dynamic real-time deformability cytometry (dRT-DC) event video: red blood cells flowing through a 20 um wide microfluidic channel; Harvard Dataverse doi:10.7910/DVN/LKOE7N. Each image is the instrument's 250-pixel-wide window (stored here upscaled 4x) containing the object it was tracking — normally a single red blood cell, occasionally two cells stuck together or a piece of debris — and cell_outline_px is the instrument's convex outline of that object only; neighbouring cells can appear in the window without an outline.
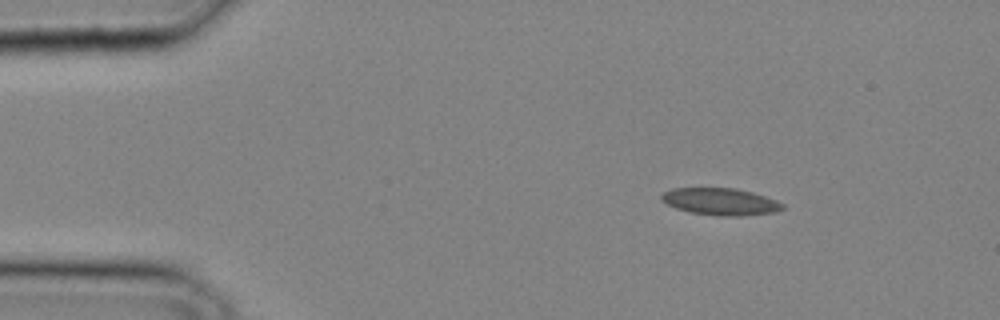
{"species": "common noctule bat (a hibernating species)", "species_latin": "Nyctalus noctula", "temperature_condition": "cold", "stored_images_in_passage": 11, "camera_frame_rate_fps": 3000, "um_per_image_px": 0.085, "animal": {"sex": "male", "body_mass_g": 20.4}, "frame": {"image": 1, "passage_image": 1, "time_ms": 0.0, "image_size_px": [1000, 320], "cell_outline_px": [[784, 208], [776, 212], [740, 216], [720, 216], [688, 212], [676, 208], [660, 200], [660, 196], [664, 192], [672, 188], [736, 188], [752, 192], [776, 200], [784, 204]], "centroid_in_image_um": [61.23, 17.14], "position_along_channel_um": 23.8, "area_um2": 19.13}}
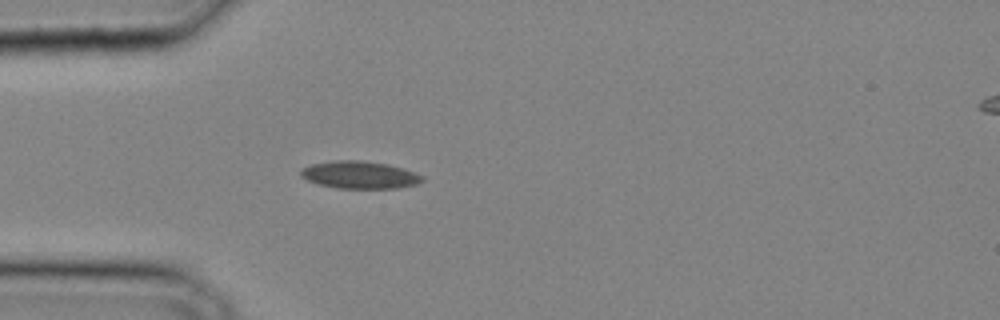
{"frame": {"image": 2, "passage_image": 6, "time_ms": 1.667, "image_size_px": [1000, 320], "cell_outline_px": [[424, 180], [416, 184], [396, 188], [336, 188], [316, 184], [300, 176], [300, 172], [304, 168], [312, 164], [336, 160], [360, 160], [388, 164], [424, 176]], "centroid_in_image_um": [30.54, 14.87], "position_along_channel_um": 54.5, "area_um2": 19.25}}
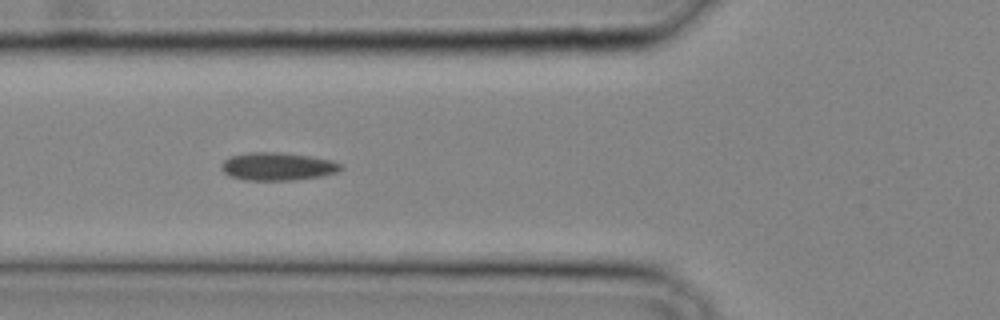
{"frame": {"image": 3, "passage_image": 9, "time_ms": 2.667, "image_size_px": [1000, 320], "cell_outline_px": [[344, 168], [336, 172], [320, 176], [292, 180], [244, 180], [228, 176], [220, 168], [220, 164], [228, 156], [248, 152], [280, 152], [312, 156], [332, 160], [340, 164]], "centroid_in_image_um": [23.54, 14.14], "position_along_channel_um": 102.3, "area_um2": 19.65}}